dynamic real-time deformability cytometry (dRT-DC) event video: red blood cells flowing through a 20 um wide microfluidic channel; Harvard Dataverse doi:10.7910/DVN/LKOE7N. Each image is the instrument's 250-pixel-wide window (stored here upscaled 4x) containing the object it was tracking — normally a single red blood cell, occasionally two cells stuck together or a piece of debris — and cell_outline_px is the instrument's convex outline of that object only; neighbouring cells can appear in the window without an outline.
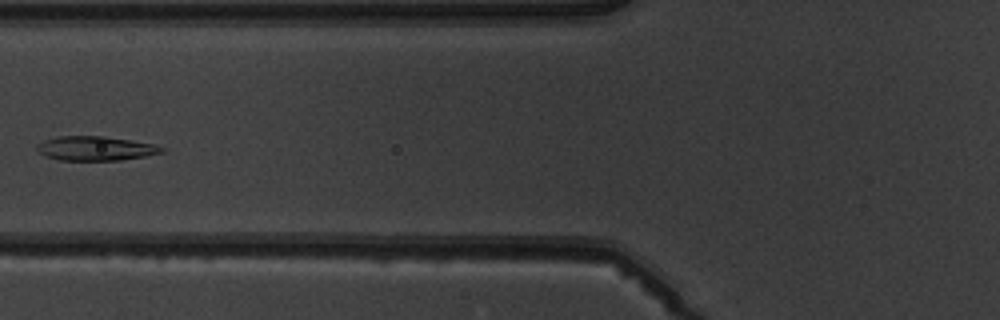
{"species": "common noctule bat (a hibernating species)", "species_latin": "Nyctalus noctula", "temperature_condition": "warm", "stored_images_in_passage": 7, "camera_frame_rate_fps": 3000, "um_per_image_px": 0.085, "animal": {"sex": "male", "body_mass_g": 19.5, "forearm_length_mm": 54.6}, "frame": {"image": 1, "passage_image": 7, "time_ms": 7.0, "image_size_px": [1000, 320], "cell_outline_px": [[164, 152], [144, 156], [120, 160], [60, 160], [44, 156], [36, 148], [36, 144], [44, 140], [60, 136], [104, 136], [152, 144], [164, 148]], "centroid_in_image_um": [8.07, 12.61], "position_along_channel_um": 117.7, "area_um2": 17.46}}